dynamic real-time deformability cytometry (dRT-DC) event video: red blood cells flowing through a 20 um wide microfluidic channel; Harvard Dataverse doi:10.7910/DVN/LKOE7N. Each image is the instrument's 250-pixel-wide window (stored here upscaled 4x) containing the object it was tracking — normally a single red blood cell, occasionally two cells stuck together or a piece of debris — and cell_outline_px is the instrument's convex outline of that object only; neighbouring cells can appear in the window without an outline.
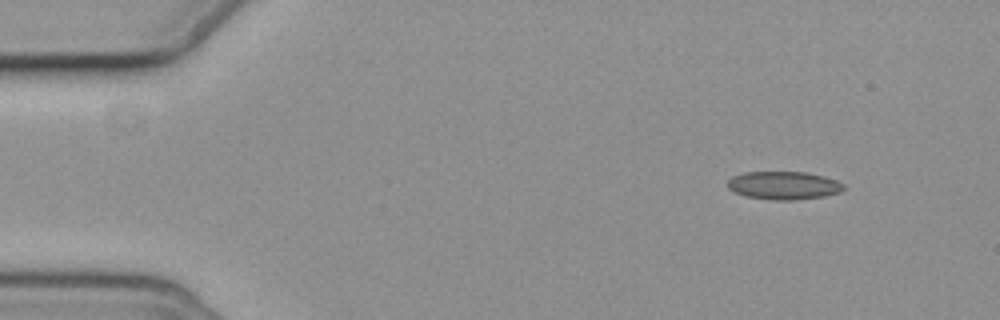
{"species": "common noctule bat (a hibernating species)", "species_latin": "Nyctalus noctula", "temperature_condition": "cold", "stored_images_in_passage": 4, "camera_frame_rate_fps": 3000, "um_per_image_px": 0.085, "animal": {"sex": "female", "body_mass_g": 19.3, "forearm_length_mm": 54.1}, "frame": {"image": 1, "passage_image": 1, "time_ms": 0.0, "image_size_px": [1000, 320], "cell_outline_px": [[848, 188], [840, 192], [824, 196], [792, 200], [776, 200], [748, 196], [736, 192], [728, 188], [728, 180], [732, 176], [744, 172], [804, 172], [824, 176], [836, 180], [844, 184]], "centroid_in_image_um": [66.66, 15.75], "position_along_channel_um": 18.3, "area_um2": 18.9}}
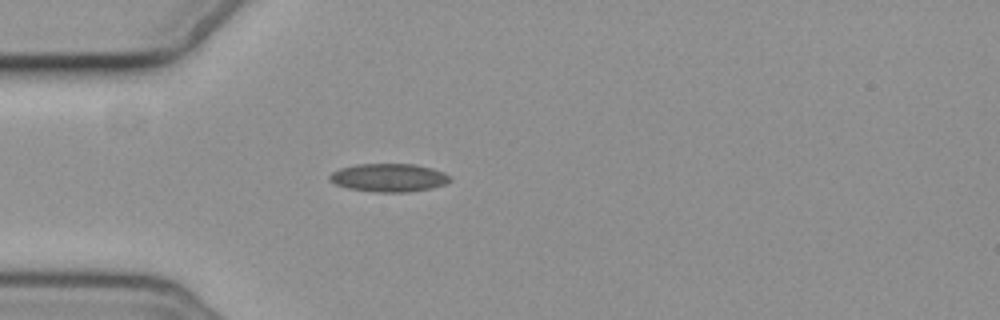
{"frame": {"image": 2, "passage_image": 4, "time_ms": 3.333, "image_size_px": [1000, 320], "cell_outline_px": [[452, 180], [444, 184], [432, 188], [404, 192], [380, 192], [348, 188], [336, 184], [328, 180], [328, 176], [332, 172], [340, 168], [356, 164], [416, 164], [432, 168], [444, 172], [452, 176]], "centroid_in_image_um": [33.07, 15.09], "position_along_channel_um": 51.9, "area_um2": 19.83}}